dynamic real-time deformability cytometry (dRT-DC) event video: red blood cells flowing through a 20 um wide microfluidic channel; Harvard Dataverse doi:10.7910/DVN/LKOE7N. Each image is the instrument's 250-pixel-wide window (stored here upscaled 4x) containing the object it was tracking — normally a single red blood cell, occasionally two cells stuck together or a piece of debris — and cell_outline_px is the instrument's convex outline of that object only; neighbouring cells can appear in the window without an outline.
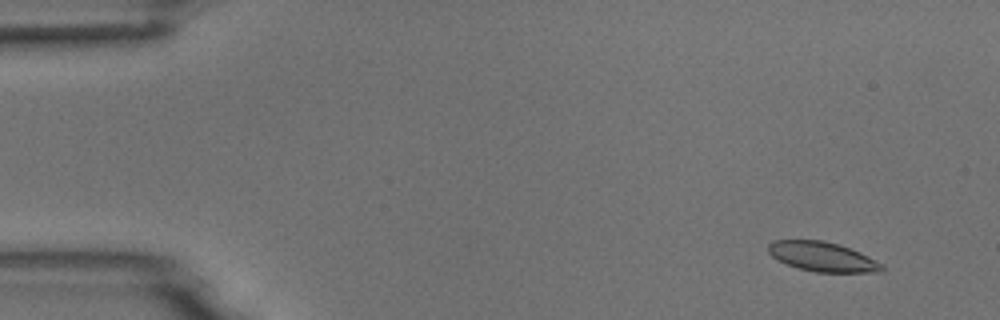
{"species": "common noctule bat (a hibernating species)", "species_latin": "Nyctalus noctula", "temperature_condition": "room temperature", "stored_images_in_passage": 54, "camera_frame_rate_fps": 3000, "um_per_image_px": 0.085, "animal": {"sex": "male", "body_mass_g": 18.8}, "frame": {"image": 1, "passage_image": 4, "time_ms": 1.0, "image_size_px": [1000, 320], "cell_outline_px": [[884, 272], [816, 272], [800, 268], [788, 264], [772, 256], [768, 252], [768, 244], [772, 240], [824, 240], [840, 244], [860, 252], [884, 264]], "centroid_in_image_um": [69.95, 21.81], "position_along_channel_um": 15.1, "area_um2": 19.59}}
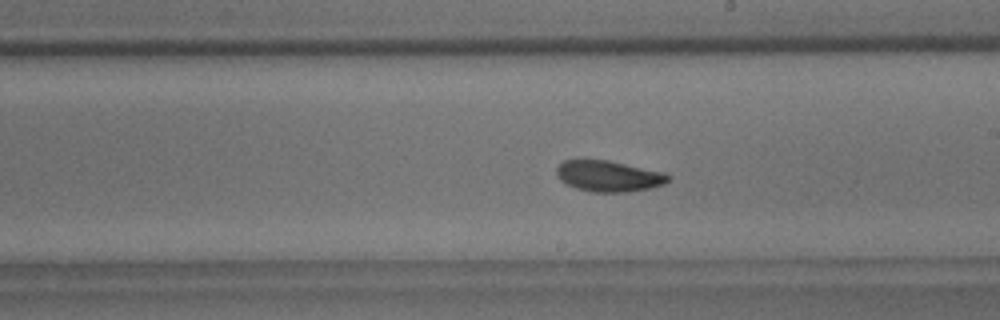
{"frame": {"image": 2, "passage_image": 31, "time_ms": 10.0, "image_size_px": [1000, 320], "cell_outline_px": [[668, 180], [664, 184], [652, 188], [628, 192], [592, 192], [576, 188], [560, 180], [556, 172], [556, 168], [564, 160], [608, 160], [664, 172], [668, 176]], "centroid_in_image_um": [51.73, 14.97], "position_along_channel_um": 237.3, "area_um2": 20.06}}
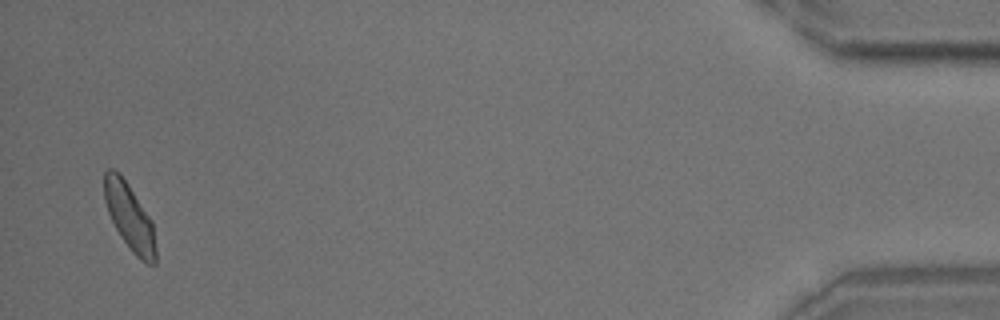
{"frame": {"image": 3, "passage_image": 53, "time_ms": 17.333, "image_size_px": [1000, 320], "cell_outline_px": [[156, 264], [148, 264], [140, 260], [132, 252], [120, 236], [108, 212], [104, 200], [104, 172], [108, 168], [112, 168], [128, 184], [152, 220], [156, 248]], "centroid_in_image_um": [11.02, 18.47], "position_along_channel_um": 424.2, "area_um2": 19.83}, "authors_computed_cell_mechanics": {"area_um2": 20.0855, "velocity_mm_per_s": 3.6939, "shape_relaxation_time_tau1_ms": 3.0009, "shape_relaxation_time_tau2_ms": 4.318, "deformation_change_tau1": 0.0878, "deformation_change_tau2": 0.0829}}